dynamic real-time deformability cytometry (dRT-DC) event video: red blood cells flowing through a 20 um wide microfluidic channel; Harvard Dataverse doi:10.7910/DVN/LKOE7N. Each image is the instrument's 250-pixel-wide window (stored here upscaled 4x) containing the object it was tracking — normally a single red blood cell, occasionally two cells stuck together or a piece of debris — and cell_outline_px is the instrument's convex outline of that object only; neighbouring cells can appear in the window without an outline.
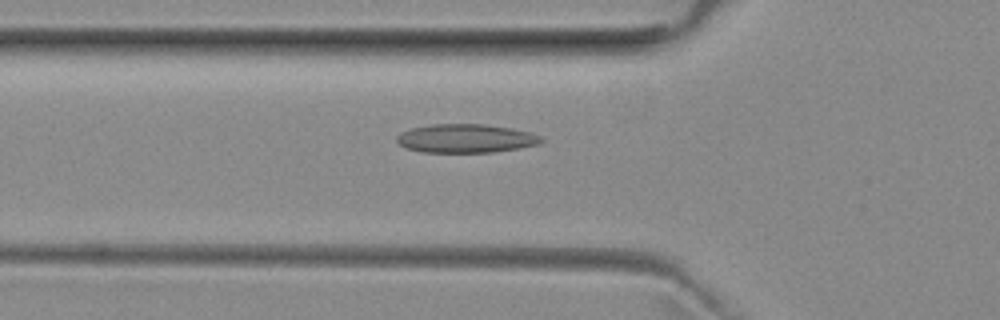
{"species": "common noctule bat (a hibernating species)", "species_latin": "Nyctalus noctula", "temperature_condition": "room temperature", "stored_images_in_passage": 52, "camera_frame_rate_fps": 3000, "um_per_image_px": 0.085, "animal": {"sex": "female", "body_mass_g": 29.2, "forearm_length_mm": 56.3}, "frame": {"image": 1, "passage_image": 18, "time_ms": 5.667, "image_size_px": [1000, 320], "cell_outline_px": [[544, 140], [540, 144], [520, 148], [492, 152], [420, 152], [408, 148], [400, 144], [396, 140], [396, 136], [400, 132], [412, 128], [432, 124], [484, 124], [512, 128], [528, 132], [540, 136]], "centroid_in_image_um": [39.6, 11.76], "position_along_channel_um": 86.2, "area_um2": 24.1}}
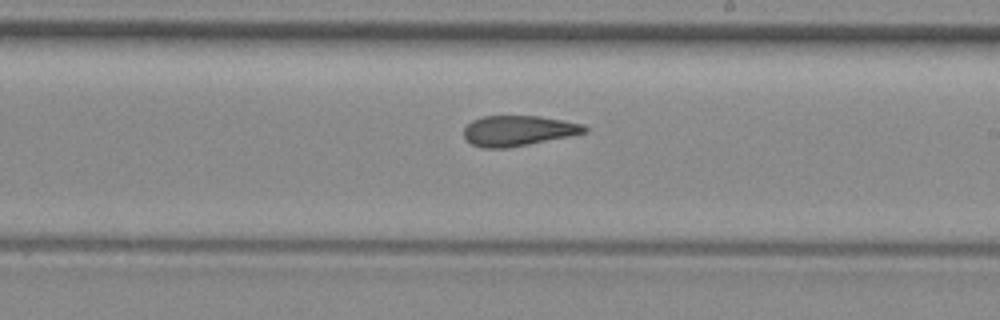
{"frame": {"image": 2, "passage_image": 30, "time_ms": 9.667, "image_size_px": [1000, 320], "cell_outline_px": [[588, 132], [508, 148], [484, 148], [472, 144], [464, 136], [464, 128], [472, 120], [484, 116], [540, 116], [584, 124], [588, 128]], "centroid_in_image_um": [44.05, 11.1], "position_along_channel_um": 244.9, "area_um2": 21.21}}
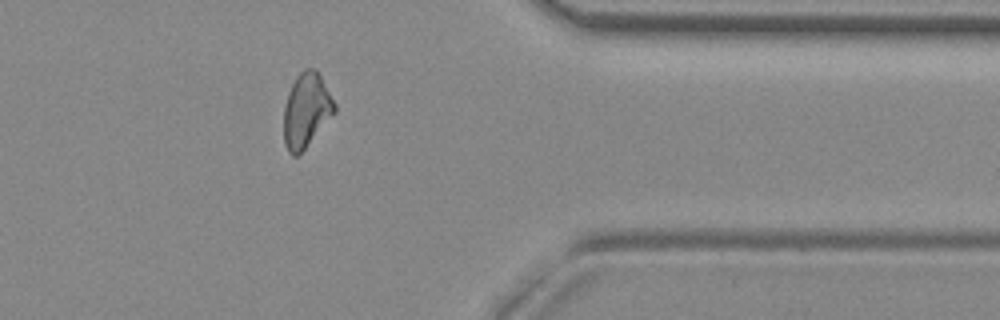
{"frame": {"image": 3, "passage_image": 42, "time_ms": 13.667, "image_size_px": [1000, 320], "cell_outline_px": [[336, 112], [304, 148], [296, 156], [292, 156], [288, 152], [284, 144], [284, 104], [288, 92], [296, 76], [304, 68], [316, 68], [336, 104]], "centroid_in_image_um": [26.03, 9.35], "position_along_channel_um": 385.4, "area_um2": 21.91}, "authors_computed_cell_mechanics": {"area_um2": 22.4264, "velocity_mm_per_s": 3.9593, "shape_relaxation_time_tau1_ms": null, "shape_relaxation_time_tau2_ms": 3.6399, "deformation_change_tau1": null, "deformation_change_tau2": 0.1313}}